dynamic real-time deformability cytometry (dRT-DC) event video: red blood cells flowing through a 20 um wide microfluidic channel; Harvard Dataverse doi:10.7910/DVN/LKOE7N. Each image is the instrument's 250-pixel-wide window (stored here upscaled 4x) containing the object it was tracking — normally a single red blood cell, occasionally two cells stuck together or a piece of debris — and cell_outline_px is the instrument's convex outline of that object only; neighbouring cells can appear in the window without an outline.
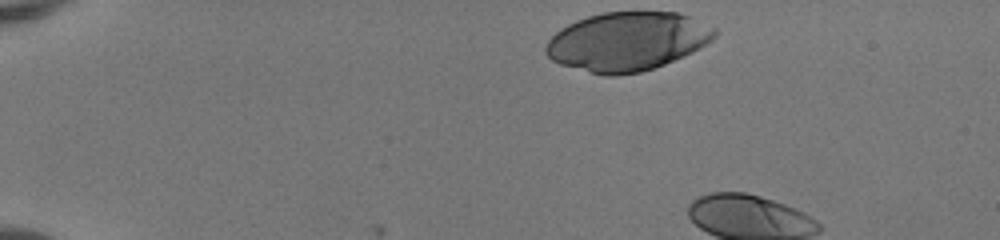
{"species": "human", "species_latin": "Homo sapiens", "temperature_condition": "room temperature", "stored_images_in_passage": 6, "camera_frame_rate_fps": 3000, "um_per_image_px": 0.085, "donor": {"sex": "female"}, "frame": {"image": 1, "passage_image": 1, "time_ms": 0.0, "image_size_px": [1000, 240], "cell_outline_px": [[716, 36], [712, 40], [700, 48], [684, 56], [664, 64], [640, 72], [616, 76], [604, 76], [560, 64], [552, 60], [544, 52], [544, 48], [548, 40], [560, 28], [576, 20], [588, 16], [604, 12], [676, 12], [688, 16], [716, 28]], "centroid_in_image_um": [53.3, 3.53], "position_along_channel_um": 31.7, "area_um2": 57.8}}